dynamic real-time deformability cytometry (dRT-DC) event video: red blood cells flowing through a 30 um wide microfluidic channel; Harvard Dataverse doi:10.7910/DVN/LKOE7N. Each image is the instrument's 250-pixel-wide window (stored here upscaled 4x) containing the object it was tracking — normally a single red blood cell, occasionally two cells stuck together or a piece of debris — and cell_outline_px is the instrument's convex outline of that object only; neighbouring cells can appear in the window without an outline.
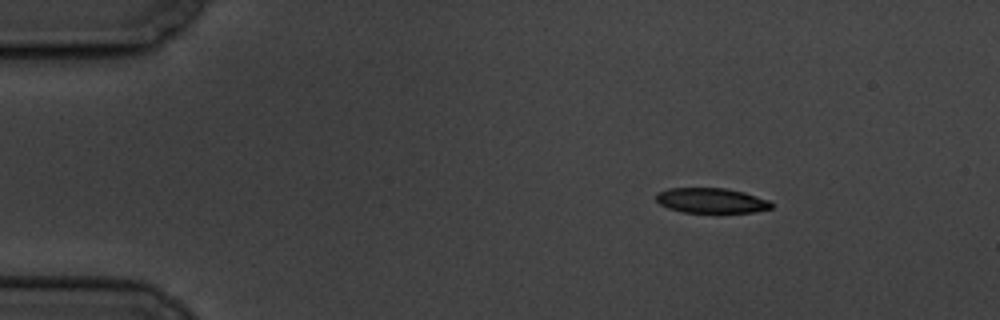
{"species": "common noctule bat (a hibernating species)", "species_latin": "Nyctalus noctula", "temperature_condition": "cold", "stored_images_in_passage": 8, "camera_frame_rate_fps": 3000, "um_per_image_px": 0.085, "animal": {"sex": "male", "body_mass_g": 19.5, "forearm_length_mm": 54.6}, "frame": {"image": 1, "passage_image": 1, "time_ms": 0.0, "image_size_px": [1000, 320], "cell_outline_px": [[772, 208], [752, 212], [720, 216], [716, 216], [684, 212], [668, 208], [660, 204], [656, 200], [656, 192], [668, 188], [724, 188], [744, 192], [768, 200], [772, 204]], "centroid_in_image_um": [60.46, 17.1], "position_along_channel_um": 24.5, "area_um2": 17.74}}
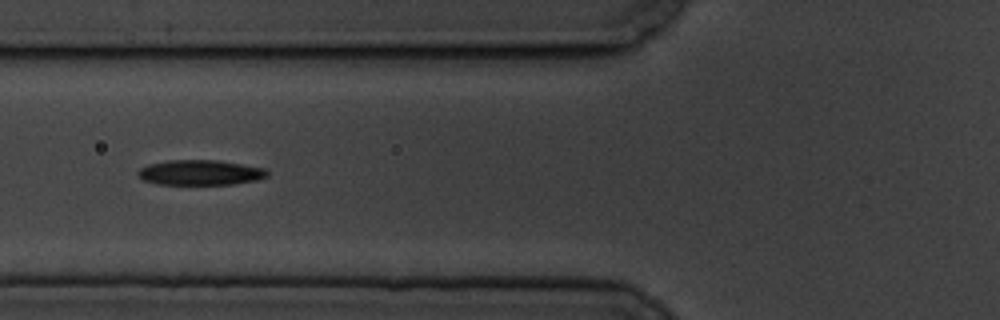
{"frame": {"image": 2, "passage_image": 5, "time_ms": 4.667, "image_size_px": [1000, 320], "cell_outline_px": [[268, 176], [256, 180], [232, 184], [156, 184], [144, 180], [136, 172], [140, 168], [148, 164], [168, 160], [216, 160], [264, 168], [268, 172]], "centroid_in_image_um": [16.99, 14.66], "position_along_channel_um": 108.8, "area_um2": 18.79}}
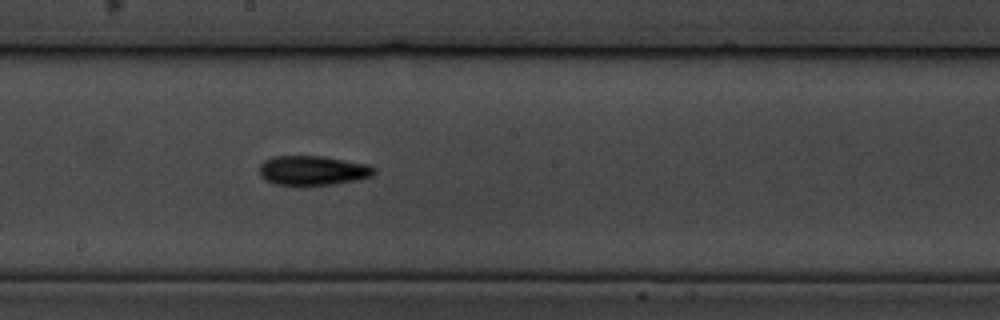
{"frame": {"image": 3, "passage_image": 8, "time_ms": 8.0, "image_size_px": [1000, 320], "cell_outline_px": [[376, 172], [372, 176], [356, 180], [332, 184], [300, 188], [296, 188], [276, 184], [264, 180], [260, 176], [260, 164], [264, 160], [272, 156], [324, 156], [368, 164], [376, 168]], "centroid_in_image_um": [26.55, 14.52], "position_along_channel_um": 221.6, "area_um2": 20.52}}